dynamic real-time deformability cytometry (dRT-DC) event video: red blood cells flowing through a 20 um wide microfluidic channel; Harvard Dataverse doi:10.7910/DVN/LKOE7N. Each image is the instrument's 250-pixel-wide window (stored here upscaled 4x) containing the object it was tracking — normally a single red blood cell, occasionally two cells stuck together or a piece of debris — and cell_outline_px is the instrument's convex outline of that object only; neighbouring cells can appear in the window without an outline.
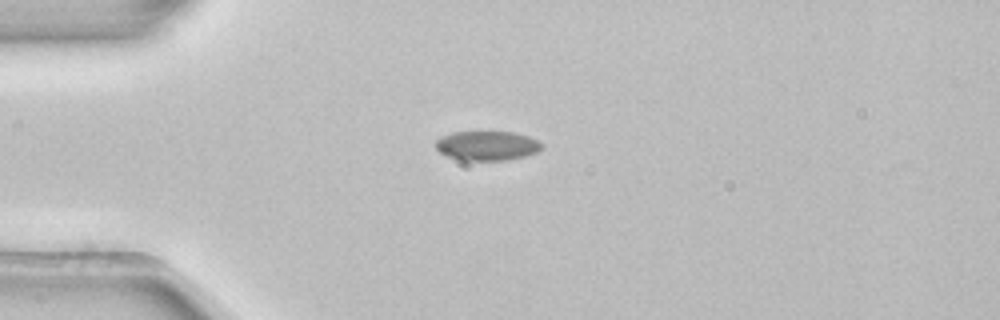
{"species": "common noctule bat (a hibernating species)", "species_latin": "Nyctalus noctula", "temperature_condition": "room temperature", "stored_images_in_passage": 3, "camera_frame_rate_fps": 3000, "um_per_image_px": 0.085, "animal": {"sex": "female", "body_mass_g": 22.7, "forearm_length_mm": 54.2}, "frame": {"image": 1, "passage_image": 3, "time_ms": 0.667, "image_size_px": [1000, 320], "cell_outline_px": [[544, 148], [536, 152], [524, 156], [508, 160], [460, 160], [448, 156], [440, 152], [436, 148], [436, 140], [452, 132], [516, 132], [540, 140], [544, 144]], "centroid_in_image_um": [41.46, 12.38], "position_along_channel_um": 43.5, "area_um2": 18.26}}